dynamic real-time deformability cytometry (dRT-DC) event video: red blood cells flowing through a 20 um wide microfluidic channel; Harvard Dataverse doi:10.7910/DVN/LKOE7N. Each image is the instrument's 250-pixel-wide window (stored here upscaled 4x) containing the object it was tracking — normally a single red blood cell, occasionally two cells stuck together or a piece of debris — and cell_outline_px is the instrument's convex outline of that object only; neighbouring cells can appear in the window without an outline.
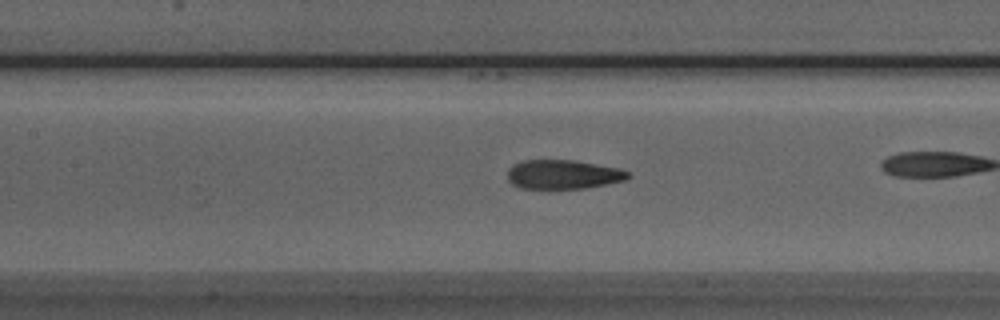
{"species": "Egyptian fruit bat (a non-hibernating species)", "species_latin": "Rousettus aegyptiacus", "temperature_condition": "room temperature", "stored_images_in_passage": 13, "camera_frame_rate_fps": 3000, "um_per_image_px": 0.085, "animal": {"sex": "male"}, "frame": {"image": 1, "passage_image": 12, "time_ms": 3.667, "image_size_px": [1000, 320], "cell_outline_px": [[632, 176], [624, 180], [584, 188], [520, 188], [512, 184], [508, 180], [508, 168], [524, 160], [572, 160], [620, 168], [628, 172]], "centroid_in_image_um": [47.86, 14.82], "position_along_channel_um": 159.5, "area_um2": 20.23}}